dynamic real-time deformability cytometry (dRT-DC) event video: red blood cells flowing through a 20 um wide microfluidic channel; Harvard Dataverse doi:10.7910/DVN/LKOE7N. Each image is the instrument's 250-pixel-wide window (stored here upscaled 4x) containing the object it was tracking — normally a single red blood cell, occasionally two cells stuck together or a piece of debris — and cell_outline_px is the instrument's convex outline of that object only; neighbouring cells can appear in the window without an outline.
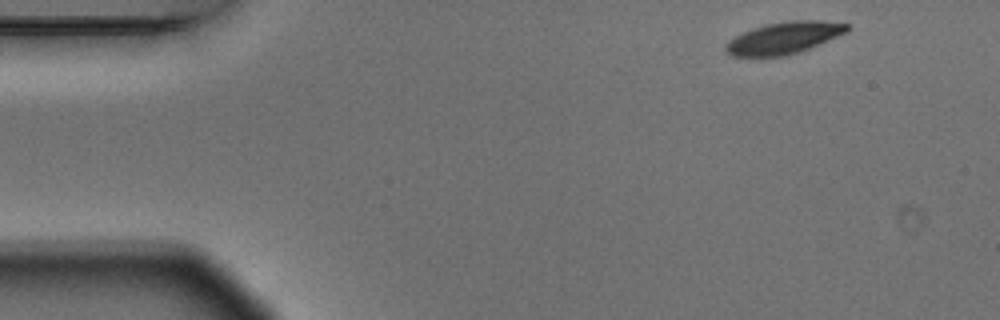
{"species": "Egyptian fruit bat (a non-hibernating species)", "species_latin": "Rousettus aegyptiacus", "temperature_condition": "warm", "stored_images_in_passage": 4, "segment_of_instrument_passage": [1, 2], "camera_frame_rate_fps": 3000, "um_per_image_px": 0.085, "animal": {"sex": "male"}, "frame": {"image": 1, "passage_image": 1, "time_ms": 0.0, "image_size_px": [1000, 320], "cell_outline_px": [[848, 32], [800, 52], [780, 56], [732, 56], [724, 48], [724, 44], [728, 40], [752, 28], [764, 24], [788, 20], [820, 20], [848, 24]], "centroid_in_image_um": [66.63, 3.21], "position_along_channel_um": 18.4, "area_um2": 22.54}}
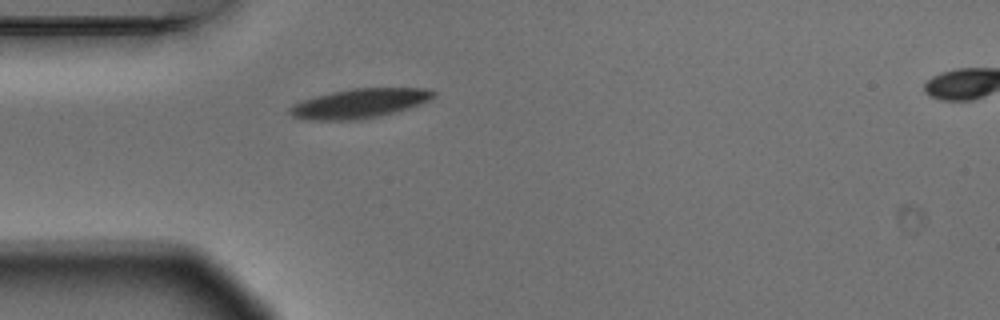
{"frame": {"image": 2, "passage_image": 3, "time_ms": 0.667, "image_size_px": [1000, 320], "cell_outline_px": [[436, 96], [420, 104], [408, 108], [360, 120], [308, 120], [292, 116], [288, 112], [288, 108], [292, 104], [300, 100], [332, 92], [352, 88], [428, 88], [436, 92]], "centroid_in_image_um": [30.52, 8.78], "position_along_channel_um": 54.5, "area_um2": 24.62}}